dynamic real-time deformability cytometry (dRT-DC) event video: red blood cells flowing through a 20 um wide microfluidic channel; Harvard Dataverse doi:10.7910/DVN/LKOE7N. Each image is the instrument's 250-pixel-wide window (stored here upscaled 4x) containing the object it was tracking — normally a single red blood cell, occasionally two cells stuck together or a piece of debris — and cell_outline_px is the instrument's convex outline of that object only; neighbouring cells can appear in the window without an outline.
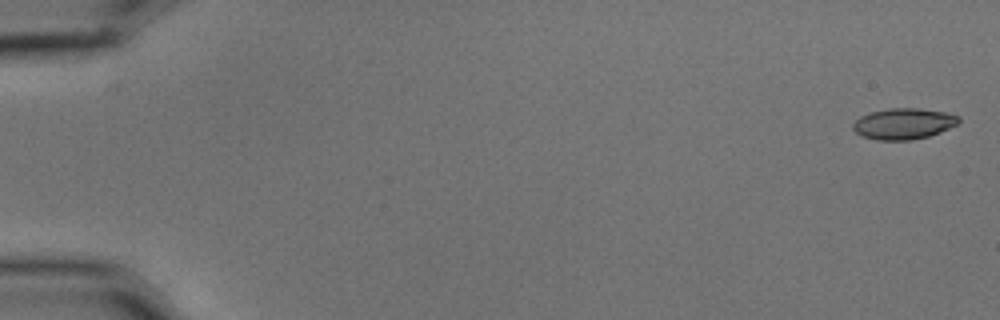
{"species": "common noctule bat (a hibernating species)", "species_latin": "Nyctalus noctula", "temperature_condition": "cold", "stored_images_in_passage": 6, "camera_frame_rate_fps": 3000, "um_per_image_px": 0.085, "animal": {"sex": "male", "body_mass_g": 15.6}, "frame": {"image": 1, "passage_image": 1, "time_ms": 0.0, "image_size_px": [1000, 320], "cell_outline_px": [[960, 120], [956, 124], [940, 132], [928, 136], [912, 140], [876, 140], [864, 136], [856, 132], [852, 128], [852, 124], [860, 116], [868, 112], [888, 108], [920, 108], [944, 112], [960, 116]], "centroid_in_image_um": [76.78, 10.5], "position_along_channel_um": 8.2, "area_um2": 19.13}}
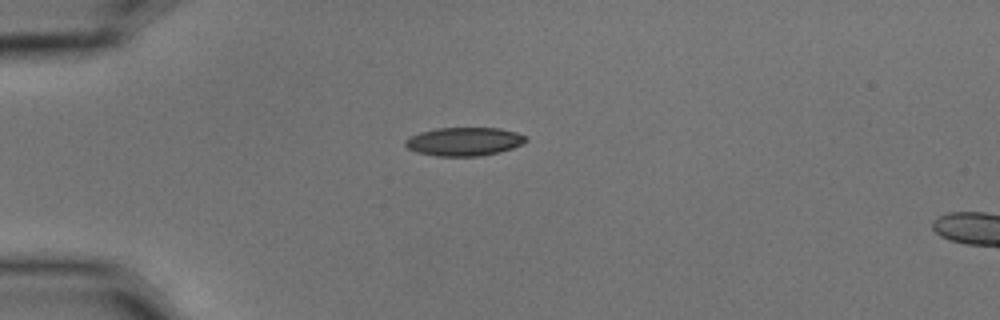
{"frame": {"image": 2, "passage_image": 5, "time_ms": 1.333, "image_size_px": [1000, 320], "cell_outline_px": [[528, 140], [524, 144], [500, 152], [480, 156], [436, 156], [416, 152], [408, 148], [404, 144], [404, 140], [408, 136], [420, 132], [436, 128], [500, 128], [516, 132], [528, 136]], "centroid_in_image_um": [39.46, 12.03], "position_along_channel_um": 45.5, "area_um2": 20.29}}